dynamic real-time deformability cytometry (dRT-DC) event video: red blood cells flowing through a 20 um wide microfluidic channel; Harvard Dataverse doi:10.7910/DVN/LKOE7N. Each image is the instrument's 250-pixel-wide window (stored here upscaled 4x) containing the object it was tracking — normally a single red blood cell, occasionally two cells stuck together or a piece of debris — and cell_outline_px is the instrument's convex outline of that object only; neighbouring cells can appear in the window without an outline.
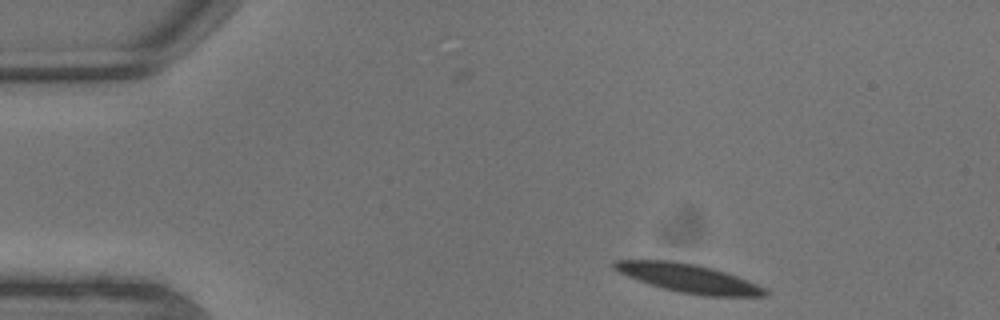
{"species": "common noctule bat (a hibernating species)", "species_latin": "Nyctalus noctula", "temperature_condition": "warm", "stored_images_in_passage": 5, "camera_frame_rate_fps": 3000, "um_per_image_px": 0.085, "animal": {"sex": "male", "body_mass_g": 13.3}, "frame": {"image": 1, "passage_image": 1, "time_ms": 0.0, "image_size_px": [1000, 320], "cell_outline_px": [[768, 296], [704, 296], [680, 292], [664, 288], [628, 276], [612, 268], [612, 260], [668, 260], [696, 264], [712, 268], [736, 276], [756, 284], [764, 288], [768, 292]], "centroid_in_image_um": [58.52, 23.64], "position_along_channel_um": 26.5, "area_um2": 24.68}}
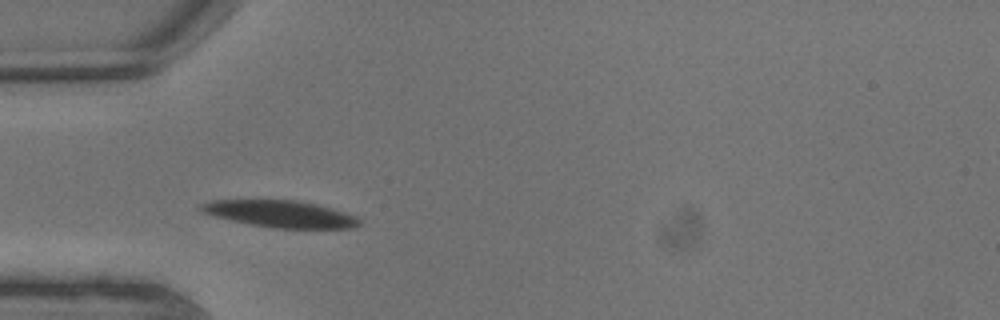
{"frame": {"image": 2, "passage_image": 4, "time_ms": 1.0, "image_size_px": [1000, 320], "cell_outline_px": [[360, 224], [356, 228], [272, 228], [248, 224], [212, 216], [200, 212], [196, 208], [200, 204], [208, 200], [296, 200], [316, 204], [344, 212], [356, 216], [360, 220]], "centroid_in_image_um": [23.75, 18.18], "position_along_channel_um": 61.3, "area_um2": 25.03}}
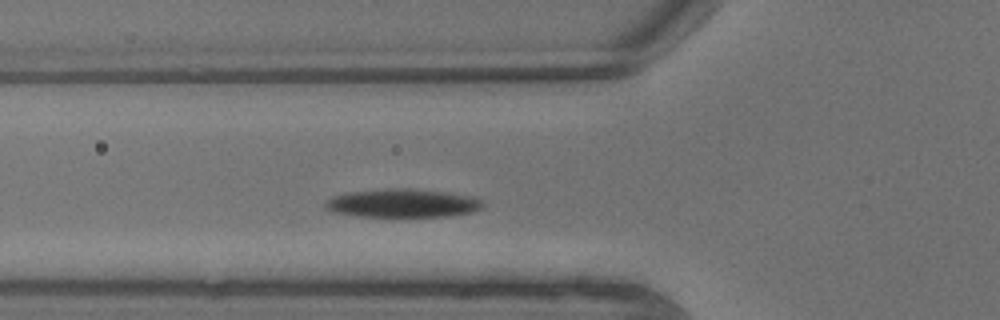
{"frame": {"image": 3, "passage_image": 5, "time_ms": 1.333, "image_size_px": [1000, 320], "cell_outline_px": [[484, 208], [472, 212], [448, 216], [360, 216], [332, 212], [324, 208], [324, 204], [332, 196], [344, 192], [388, 188], [408, 188], [448, 192], [476, 196], [484, 204]], "centroid_in_image_um": [34.23, 17.25], "position_along_channel_um": 91.6, "area_um2": 26.41}}